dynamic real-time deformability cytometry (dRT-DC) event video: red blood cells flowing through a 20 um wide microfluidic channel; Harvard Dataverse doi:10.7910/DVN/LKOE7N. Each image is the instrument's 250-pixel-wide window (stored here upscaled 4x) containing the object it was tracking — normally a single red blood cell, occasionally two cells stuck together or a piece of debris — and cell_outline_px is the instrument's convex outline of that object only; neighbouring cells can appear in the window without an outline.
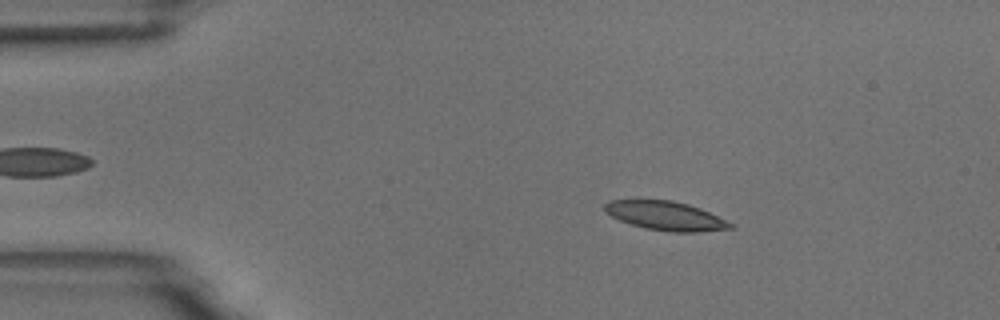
{"species": "common noctule bat (a hibernating species)", "species_latin": "Nyctalus noctula", "temperature_condition": "room temperature", "stored_images_in_passage": 5, "segment_of_instrument_passage": [1, 2], "camera_frame_rate_fps": 3000, "um_per_image_px": 0.085, "animal": {"sex": "male", "body_mass_g": 18.8}, "frame": {"image": 1, "passage_image": 2, "time_ms": 1.333, "image_size_px": [1000, 320], "cell_outline_px": [[736, 228], [696, 232], [672, 232], [644, 228], [620, 220], [604, 212], [604, 204], [608, 200], [672, 200], [688, 204], [700, 208], [736, 224]], "centroid_in_image_um": [56.62, 18.35], "position_along_channel_um": 28.4, "area_um2": 21.33}}
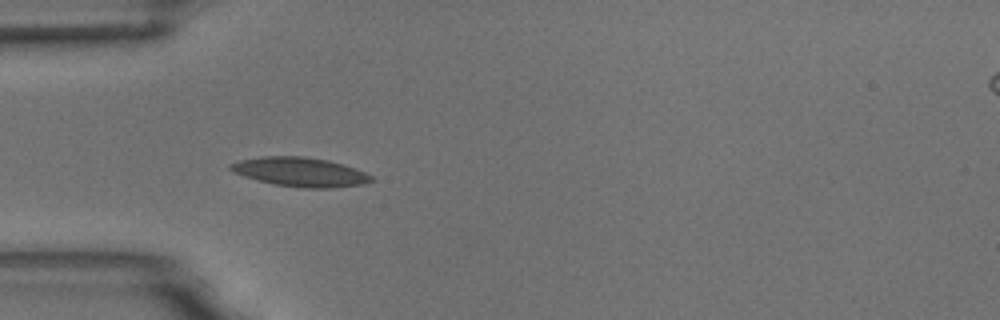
{"frame": {"image": 2, "passage_image": 4, "time_ms": 3.667, "image_size_px": [1000, 320], "cell_outline_px": [[376, 180], [364, 184], [332, 188], [300, 188], [276, 184], [244, 176], [232, 172], [228, 168], [228, 164], [240, 160], [260, 156], [304, 156], [328, 160], [356, 168], [372, 176]], "centroid_in_image_um": [25.53, 14.61], "position_along_channel_um": 59.5, "area_um2": 24.04}}